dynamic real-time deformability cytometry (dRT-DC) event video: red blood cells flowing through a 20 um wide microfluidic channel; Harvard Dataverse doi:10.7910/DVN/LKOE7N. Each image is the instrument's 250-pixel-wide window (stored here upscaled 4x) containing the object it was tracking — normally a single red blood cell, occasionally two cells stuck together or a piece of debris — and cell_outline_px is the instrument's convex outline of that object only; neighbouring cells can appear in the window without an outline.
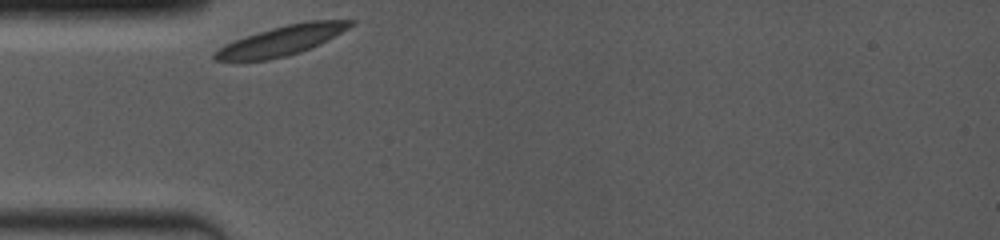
{"species": "common noctule bat (a hibernating species)", "species_latin": "Nyctalus noctula", "temperature_condition": "room temperature", "stored_images_in_passage": 25, "camera_frame_rate_fps": 4000, "um_per_image_px": 0.085, "animal": {"sex": "female", "body_mass_g": 19.0, "forearm_length_mm": 53.3}, "frame": {"image": 1, "passage_image": 1, "time_ms": 0.0, "image_size_px": [1000, 240], "cell_outline_px": [[356, 24], [320, 44], [312, 48], [288, 56], [268, 60], [216, 60], [212, 56], [212, 52], [224, 44], [244, 36], [272, 28], [288, 24], [308, 20], [356, 20]], "centroid_in_image_um": [23.95, 3.44], "position_along_channel_um": 61.0, "area_um2": 23.58}}
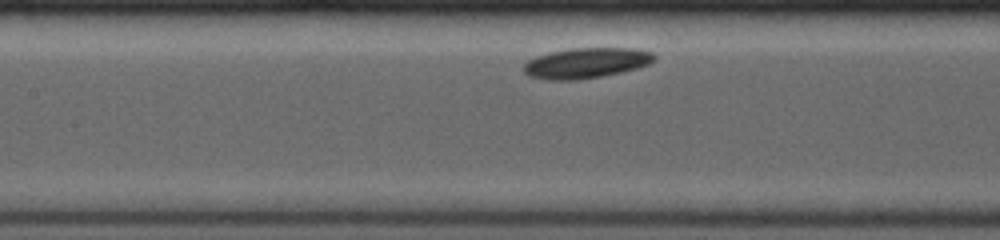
{"frame": {"image": 2, "passage_image": 14, "time_ms": 2.75, "image_size_px": [1000, 240], "cell_outline_px": [[656, 60], [648, 64], [636, 68], [620, 72], [600, 76], [576, 80], [548, 80], [528, 76], [524, 72], [524, 64], [528, 60], [536, 56], [548, 52], [568, 48], [632, 48], [652, 52], [656, 56]], "centroid_in_image_um": [49.8, 5.34], "position_along_channel_um": 157.6, "area_um2": 23.18}}
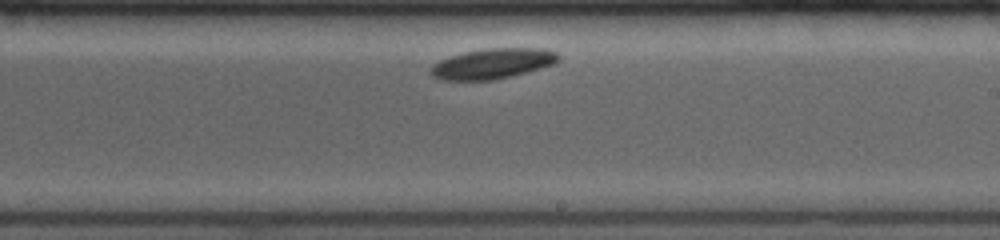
{"frame": {"image": 3, "passage_image": 25, "time_ms": 5.25, "image_size_px": [1000, 240], "cell_outline_px": [[560, 60], [552, 64], [540, 68], [512, 76], [496, 80], [440, 80], [432, 76], [428, 72], [432, 64], [440, 60], [464, 52], [484, 48], [544, 48], [556, 52], [560, 56]], "centroid_in_image_um": [41.85, 5.41], "position_along_channel_um": 247.2, "area_um2": 22.72}}